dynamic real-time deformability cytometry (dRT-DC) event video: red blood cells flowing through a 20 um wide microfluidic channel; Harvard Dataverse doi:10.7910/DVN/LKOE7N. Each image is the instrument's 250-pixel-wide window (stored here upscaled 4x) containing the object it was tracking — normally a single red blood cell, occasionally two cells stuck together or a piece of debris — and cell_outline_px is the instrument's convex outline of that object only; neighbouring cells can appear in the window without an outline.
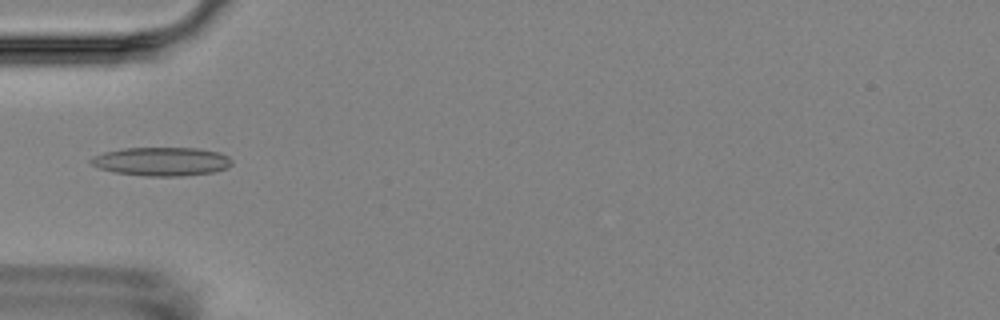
{"species": "Egyptian fruit bat (a non-hibernating species)", "species_latin": "Rousettus aegyptiacus", "temperature_condition": "room temperature", "stored_images_in_passage": 2, "camera_frame_rate_fps": 3000, "um_per_image_px": 0.085, "animal": {"sex": "female"}, "frame": {"image": 1, "passage_image": 1, "time_ms": 0.0, "image_size_px": [1000, 320], "cell_outline_px": [[232, 164], [228, 168], [212, 172], [184, 176], [144, 176], [116, 172], [100, 168], [92, 164], [88, 160], [104, 152], [124, 148], [196, 148], [216, 152], [228, 156], [232, 160]], "centroid_in_image_um": [13.76, 13.73], "position_along_channel_um": 71.2, "area_um2": 23.35}}